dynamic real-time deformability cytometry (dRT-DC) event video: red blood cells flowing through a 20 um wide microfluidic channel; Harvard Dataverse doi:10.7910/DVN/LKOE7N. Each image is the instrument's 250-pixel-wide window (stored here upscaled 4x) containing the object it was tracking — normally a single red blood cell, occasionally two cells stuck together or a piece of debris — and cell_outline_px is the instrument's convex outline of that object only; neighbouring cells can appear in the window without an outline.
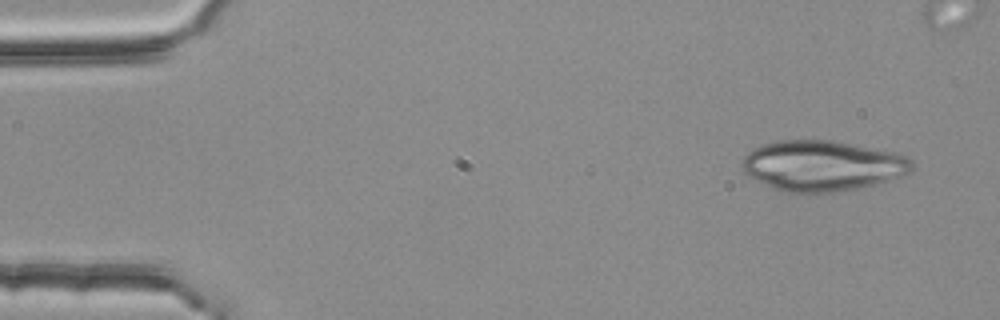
{"species": "common noctule bat (a hibernating species)", "species_latin": "Nyctalus noctula", "temperature_condition": "room temperature", "stored_images_in_passage": 5, "camera_frame_rate_fps": 3000, "um_per_image_px": 0.085, "animal": {"sex": "female", "body_mass_g": 25.1}, "frame": {"image": 1, "passage_image": 1, "time_ms": 0.0, "image_size_px": [1000, 320], "cell_outline_px": [[916, 164], [908, 172], [900, 176], [876, 184], [856, 188], [808, 196], [784, 192], [772, 188], [748, 176], [744, 172], [740, 164], [740, 160], [752, 148], [776, 140], [828, 140], [852, 144], [896, 152], [908, 156]], "centroid_in_image_um": [69.85, 14.11], "position_along_channel_um": 15.1, "area_um2": 50.81}}